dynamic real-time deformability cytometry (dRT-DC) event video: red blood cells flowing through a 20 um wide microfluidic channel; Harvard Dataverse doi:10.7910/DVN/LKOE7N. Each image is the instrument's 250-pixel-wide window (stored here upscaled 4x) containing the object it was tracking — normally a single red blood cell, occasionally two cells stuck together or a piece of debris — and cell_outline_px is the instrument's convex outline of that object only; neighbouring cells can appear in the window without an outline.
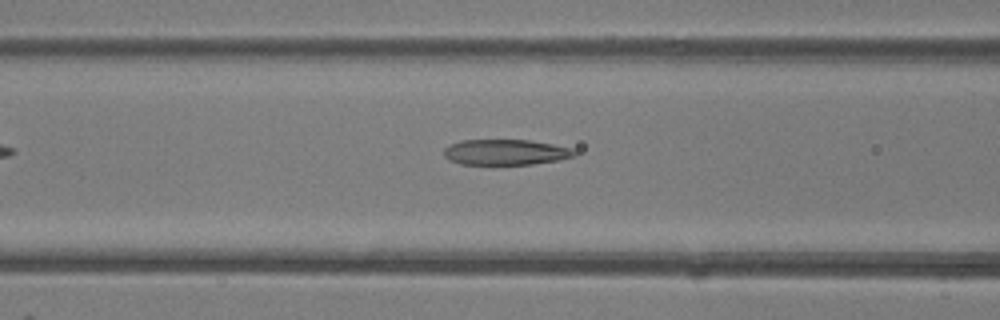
{"species": "common noctule bat (a hibernating species)", "species_latin": "Nyctalus noctula", "temperature_condition": "room temperature", "stored_images_in_passage": 29, "camera_frame_rate_fps": 3000, "um_per_image_px": 0.085, "animal": {"sex": "female"}, "frame": {"image": 1, "passage_image": 5, "time_ms": 1.333, "image_size_px": [1000, 320], "cell_outline_px": [[576, 156], [560, 160], [532, 164], [460, 164], [448, 160], [444, 156], [444, 148], [460, 140], [528, 140], [552, 144], [572, 148], [576, 152]], "centroid_in_image_um": [42.98, 12.94], "position_along_channel_um": 123.6, "area_um2": 19.48}}
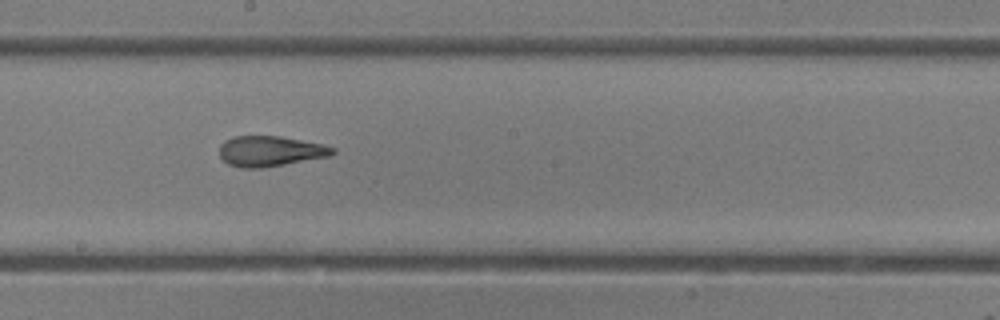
{"frame": {"image": 2, "passage_image": 12, "time_ms": 3.667, "image_size_px": [1000, 320], "cell_outline_px": [[336, 152], [328, 156], [284, 164], [260, 168], [240, 168], [228, 164], [220, 156], [220, 144], [224, 140], [232, 136], [280, 136], [324, 144], [336, 148]], "centroid_in_image_um": [22.95, 12.84], "position_along_channel_um": 225.2, "area_um2": 20.06}}
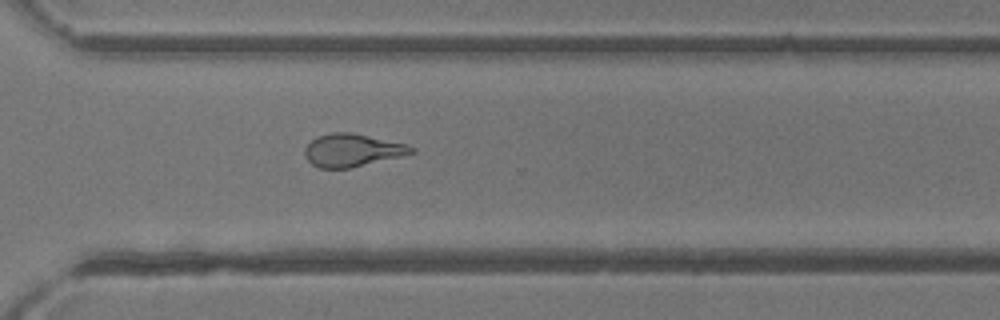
{"frame": {"image": 3, "passage_image": 20, "time_ms": 6.333, "image_size_px": [1000, 320], "cell_outline_px": [[416, 152], [352, 168], [320, 168], [312, 164], [308, 160], [304, 152], [304, 148], [316, 136], [332, 132], [352, 132], [408, 144], [416, 148]], "centroid_in_image_um": [29.95, 12.76], "position_along_channel_um": 340.6, "area_um2": 20.46}, "authors_computed_cell_mechanics": {"area_um2": 20.4612, "velocity_mm_per_s": 4.3457, "shape_relaxation_time_tau1_ms": null, "shape_relaxation_time_tau2_ms": 1.7701, "deformation_change_tau1": null, "deformation_change_tau2": 0.1058}}